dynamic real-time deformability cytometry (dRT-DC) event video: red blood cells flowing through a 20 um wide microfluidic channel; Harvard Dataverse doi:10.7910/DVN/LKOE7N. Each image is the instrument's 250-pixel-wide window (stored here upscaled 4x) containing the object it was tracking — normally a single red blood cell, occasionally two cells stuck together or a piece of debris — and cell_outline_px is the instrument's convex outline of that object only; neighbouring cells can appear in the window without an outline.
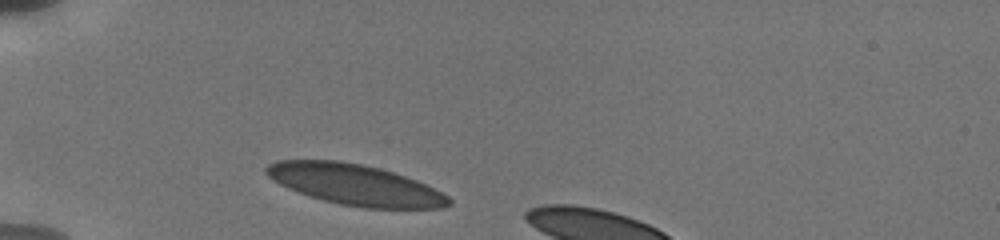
{"species": "human", "species_latin": "Homo sapiens", "temperature_condition": "cold", "stored_images_in_passage": 4, "camera_frame_rate_fps": 3000, "um_per_image_px": 0.085, "donor": {"sex": "male"}, "frame": {"image": 1, "passage_image": 1, "time_ms": 0.0, "image_size_px": [1000, 240], "cell_outline_px": [[452, 204], [444, 208], [364, 208], [340, 204], [324, 200], [288, 188], [272, 180], [264, 172], [264, 168], [268, 164], [276, 160], [340, 160], [380, 168], [416, 180], [448, 196], [452, 200]], "centroid_in_image_um": [30.17, 15.69], "position_along_channel_um": 54.8, "area_um2": 43.12}}